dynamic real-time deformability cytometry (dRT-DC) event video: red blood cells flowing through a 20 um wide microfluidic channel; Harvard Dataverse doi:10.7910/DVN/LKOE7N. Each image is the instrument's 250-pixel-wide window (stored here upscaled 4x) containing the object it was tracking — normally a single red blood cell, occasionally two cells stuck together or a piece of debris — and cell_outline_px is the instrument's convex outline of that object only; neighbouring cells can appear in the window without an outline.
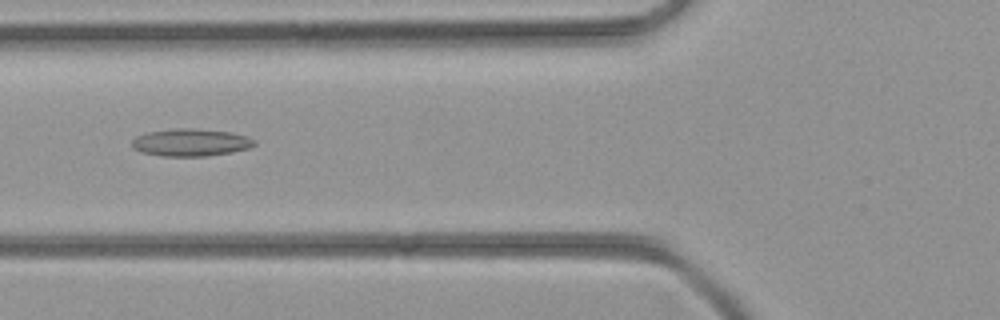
{"species": "common noctule bat (a hibernating species)", "species_latin": "Nyctalus noctula", "temperature_condition": "room temperature", "stored_images_in_passage": 43, "camera_frame_rate_fps": 3000, "um_per_image_px": 0.085, "animal": {"sex": "female", "body_mass_g": 21.9}, "frame": {"image": 1, "passage_image": 16, "time_ms": 5.0, "image_size_px": [1000, 320], "cell_outline_px": [[256, 144], [248, 148], [232, 152], [208, 156], [160, 156], [140, 152], [132, 148], [132, 140], [136, 136], [148, 132], [172, 128], [188, 128], [232, 132], [248, 136], [256, 140]], "centroid_in_image_um": [16.21, 12.11], "position_along_channel_um": 109.6, "area_um2": 19.77}}
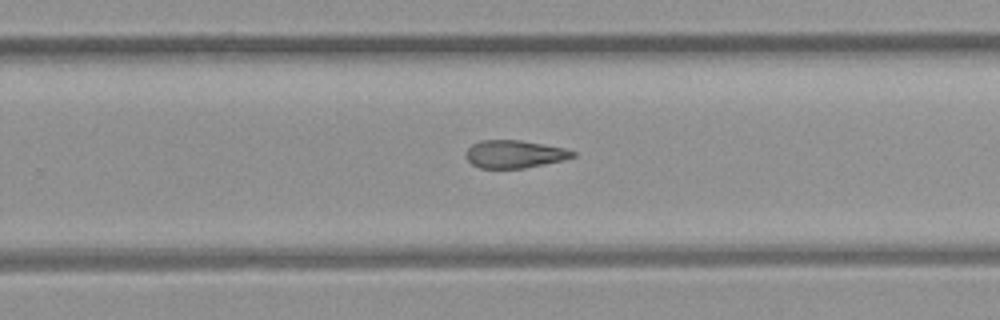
{"frame": {"image": 2, "passage_image": 27, "time_ms": 8.667, "image_size_px": [1000, 320], "cell_outline_px": [[576, 156], [564, 160], [524, 168], [480, 168], [472, 164], [464, 156], [468, 148], [472, 144], [480, 140], [520, 140], [564, 148], [576, 152]], "centroid_in_image_um": [43.72, 13.1], "position_along_channel_um": 286.1, "area_um2": 17.28}}
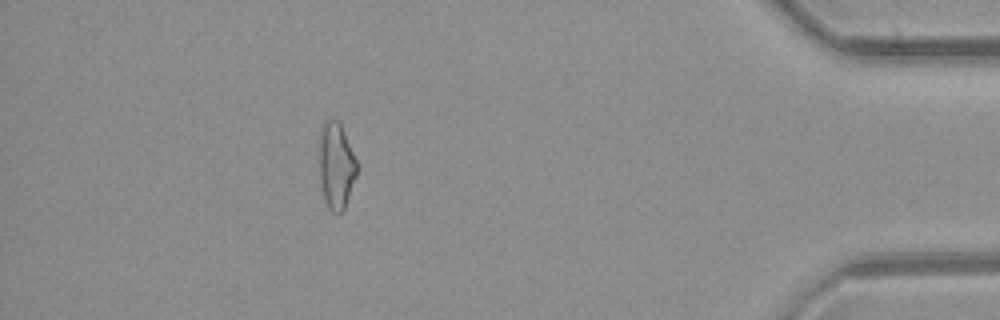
{"frame": {"image": 3, "passage_image": 38, "time_ms": 12.333, "image_size_px": [1000, 320], "cell_outline_px": [[356, 176], [344, 208], [340, 212], [332, 212], [328, 208], [324, 200], [320, 180], [320, 132], [324, 120], [336, 120], [340, 124], [344, 132], [356, 160]], "centroid_in_image_um": [28.56, 14.09], "position_along_channel_um": 406.6, "area_um2": 18.5}}